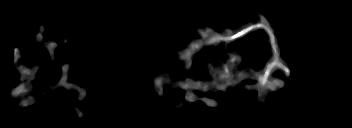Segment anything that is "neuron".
<instances>
[{
  "label": "neuron",
  "instance_id": "2dd73e0c",
  "mask_svg": "<svg viewBox=\"0 0 352 128\" xmlns=\"http://www.w3.org/2000/svg\"><path fill=\"white\" fill-rule=\"evenodd\" d=\"M254 14H257V16L262 20L260 22H256V23H251L248 25V27L242 28L240 30L234 31L232 32L231 30H229L226 34H214L212 36H210V32L214 33V30L212 29H205L207 31H200L199 33L202 34L203 38H199L198 41H194L192 43V47L189 48V50L185 53V56H180V60L181 58L185 57L186 63L187 65L185 66L184 70H189L190 66H191V62L193 59V53L195 51H198L200 47L204 46L207 43H213V44H217L218 46L220 45L219 43H231L232 41H234L237 38L243 37L245 36L247 33H249L250 31L257 29V28H261L264 29V31L269 35L270 41H271V47H272V55L273 58L268 61V63L265 65L264 70L263 71H257L254 73L253 75V79L258 81V83L256 85H254V89L258 90L259 93V97H258V101L257 102H261V99L263 97H265L267 95V93L273 92V91H277L278 89L284 88L285 83L281 80H277V79H273L272 78V72L274 69L278 68L281 70V72H283L287 78L290 77V68L287 66V64L283 61H281L279 59V46L276 42L275 39V34L274 31L271 29V25L269 24V22L266 20V18L264 16H262L260 13H257L255 10L251 11ZM56 47V43L55 41L48 43L46 48L48 50L50 49H54ZM19 50L17 47L14 48V62L17 61V57L19 56ZM240 61V58L236 57L235 53L233 55H231V57H229L228 59V63L224 64L221 63L218 65L219 68L222 69L221 72H218L216 70H214L213 68L211 69V73L214 74L215 79L214 81H193L189 78H187L186 80L188 81L186 84H177L176 87L177 88H186L189 89V92L186 94V100L189 102H194L195 100H197L196 95L190 90L191 88L194 89H200L202 91L205 90H212L213 92L217 91V89H221V88H225L228 85L231 86L232 88L235 87V82H239L241 80H244L246 77H248V73L245 74L244 70L239 72V75L237 77H234V69L232 68L233 66H237L238 63ZM20 70H19V74H22L21 80L23 82L28 80H35V77L33 76L34 73L39 70V66L37 65H33L30 68H27L25 66H20ZM67 69L63 67L62 70H64L65 72L63 73L64 75L62 76V79L59 81V83L57 84V87L59 86H66V88H75L77 89V86L74 87V85H71L70 83H66V79H67ZM236 78V80H234ZM160 78H157L156 80V84H157V91L158 94H162L163 91V87H161V85H159ZM243 87H246L248 89H251V86L249 87V85L247 84H243ZM215 87V89H214ZM33 88V85H31V82H29V85L27 84V82L22 83L21 86H19L18 88L12 89L11 95L17 98H22V95L24 92H29L31 91V89ZM33 101L34 98H30L28 100L24 99L21 102L22 107H27L30 105H33ZM203 101L206 103V105L208 107L210 106H217V102L215 100L212 99H207V98H203Z\"/></svg>",
  "mask_w": 352,
  "mask_h": 128
}]
</instances>
